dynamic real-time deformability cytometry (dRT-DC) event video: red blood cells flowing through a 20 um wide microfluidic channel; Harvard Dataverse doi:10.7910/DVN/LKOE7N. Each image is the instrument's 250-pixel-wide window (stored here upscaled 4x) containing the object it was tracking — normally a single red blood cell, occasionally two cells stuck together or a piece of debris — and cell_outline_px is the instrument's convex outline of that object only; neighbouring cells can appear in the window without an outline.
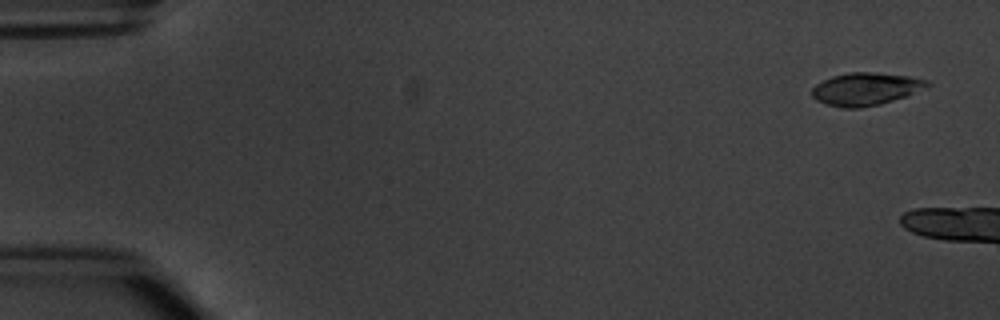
{"species": "common noctule bat (a hibernating species)", "species_latin": "Nyctalus noctula", "temperature_condition": "warm", "stored_images_in_passage": 4, "camera_frame_rate_fps": 3000, "um_per_image_px": 0.085, "animal": {"sex": "male", "body_mass_g": 20.1, "forearm_length_mm": 53.5}, "frame": {"image": 1, "passage_image": 1, "time_ms": 0.0, "image_size_px": [1000, 320], "cell_outline_px": [[932, 84], [908, 96], [880, 104], [860, 108], [844, 108], [824, 104], [816, 100], [812, 96], [812, 88], [816, 84], [832, 76], [848, 72], [868, 72], [908, 76], [928, 80]], "centroid_in_image_um": [73.58, 7.57], "position_along_channel_um": 11.4, "area_um2": 21.96}}